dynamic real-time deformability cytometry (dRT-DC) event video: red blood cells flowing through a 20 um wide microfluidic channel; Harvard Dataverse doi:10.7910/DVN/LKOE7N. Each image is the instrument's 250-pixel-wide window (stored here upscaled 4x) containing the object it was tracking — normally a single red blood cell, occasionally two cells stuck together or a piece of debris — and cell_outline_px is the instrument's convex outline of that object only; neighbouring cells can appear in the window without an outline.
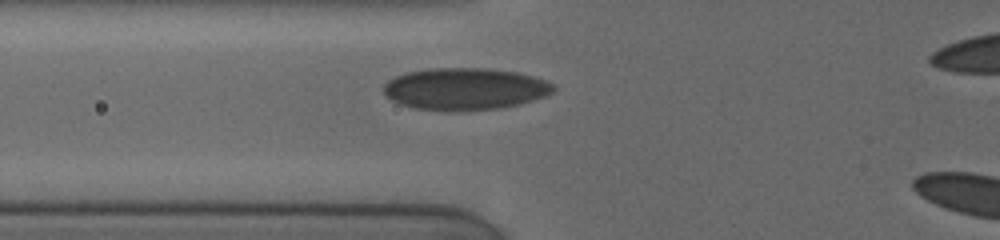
{"species": "human", "species_latin": "Homo sapiens", "temperature_condition": "cold", "stored_images_in_passage": 26, "camera_frame_rate_fps": 3000, "um_per_image_px": 0.085, "donor": {"sex": "female"}, "frame": {"image": 1, "passage_image": 3, "time_ms": 1.333, "image_size_px": [1000, 240], "cell_outline_px": [[556, 88], [552, 92], [544, 96], [520, 104], [496, 108], [416, 108], [400, 104], [392, 100], [384, 92], [384, 84], [388, 80], [404, 72], [428, 68], [488, 68], [516, 72], [532, 76], [544, 80], [552, 84]], "centroid_in_image_um": [39.51, 7.5], "position_along_channel_um": 86.3, "area_um2": 40.4}}
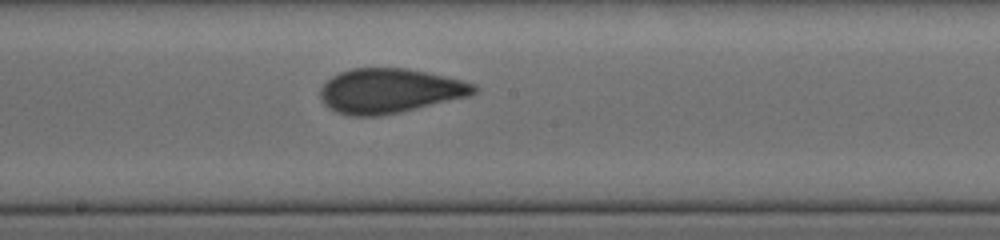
{"frame": {"image": 2, "passage_image": 12, "time_ms": 4.667, "image_size_px": [1000, 240], "cell_outline_px": [[480, 88], [476, 92], [468, 96], [400, 112], [380, 116], [352, 116], [336, 112], [328, 108], [320, 100], [320, 88], [332, 76], [340, 72], [352, 68], [408, 68], [464, 80], [476, 84]], "centroid_in_image_um": [33.12, 7.72], "position_along_channel_um": 215.1, "area_um2": 40.11}}
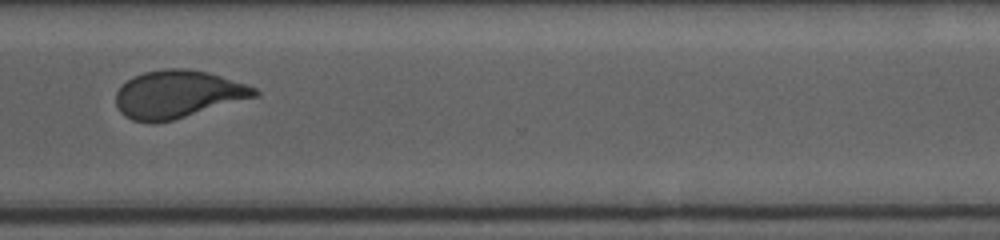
{"frame": {"image": 3, "passage_image": 25, "time_ms": 8.333, "image_size_px": [1000, 240], "cell_outline_px": [[260, 92], [256, 96], [172, 120], [132, 120], [124, 116], [120, 112], [116, 104], [116, 92], [120, 84], [132, 76], [144, 72], [164, 68], [188, 68], [208, 72], [256, 88]], "centroid_in_image_um": [15.06, 7.97], "position_along_channel_um": 355.5, "area_um2": 37.92}}